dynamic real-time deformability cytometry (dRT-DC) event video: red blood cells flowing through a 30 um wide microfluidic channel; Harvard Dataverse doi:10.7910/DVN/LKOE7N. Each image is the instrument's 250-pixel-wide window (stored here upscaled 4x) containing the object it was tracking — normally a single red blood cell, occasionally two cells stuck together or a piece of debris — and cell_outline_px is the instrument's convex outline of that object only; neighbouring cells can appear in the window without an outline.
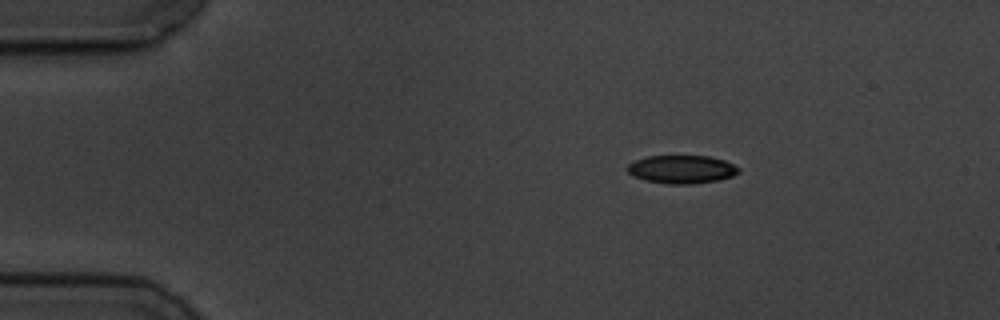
{"species": "common noctule bat (a hibernating species)", "species_latin": "Nyctalus noctula", "temperature_condition": "cold", "stored_images_in_passage": 49, "camera_frame_rate_fps": 3000, "um_per_image_px": 0.085, "animal": {"sex": "male", "body_mass_g": 19.5, "forearm_length_mm": 54.6}, "frame": {"image": 1, "passage_image": 1, "time_ms": 0.0, "image_size_px": [1000, 320], "cell_outline_px": [[740, 172], [732, 176], [720, 180], [688, 184], [668, 184], [644, 180], [632, 176], [628, 172], [628, 164], [636, 160], [648, 156], [708, 156], [724, 160], [740, 168]], "centroid_in_image_um": [57.95, 14.4], "position_along_channel_um": 27.1, "area_um2": 18.26}}
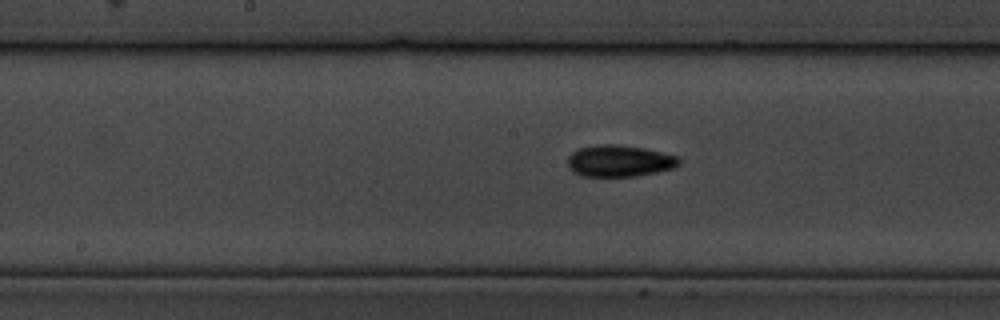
{"frame": {"image": 2, "passage_image": 21, "time_ms": 6.667, "image_size_px": [1000, 320], "cell_outline_px": [[680, 164], [672, 168], [656, 172], [636, 176], [580, 176], [572, 172], [568, 168], [568, 156], [572, 152], [580, 148], [596, 144], [616, 144], [644, 148], [680, 156]], "centroid_in_image_um": [52.63, 13.67], "position_along_channel_um": 195.6, "area_um2": 20.69}}
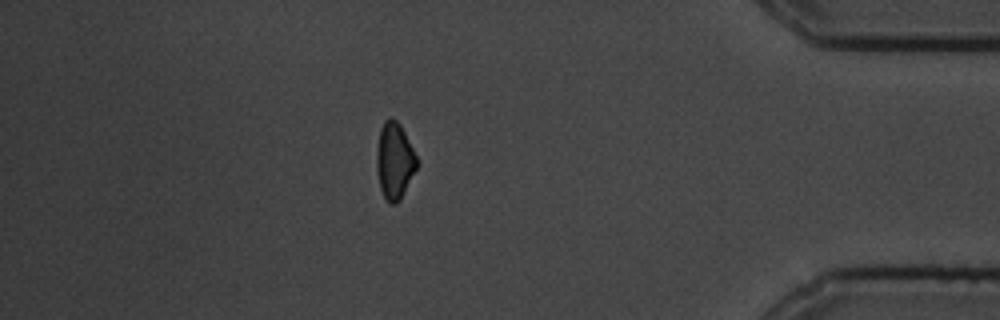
{"frame": {"image": 3, "passage_image": 42, "time_ms": 13.667, "image_size_px": [1000, 320], "cell_outline_px": [[416, 168], [400, 200], [396, 204], [388, 204], [380, 188], [376, 168], [376, 148], [380, 128], [384, 120], [388, 116], [392, 116], [400, 124], [416, 156]], "centroid_in_image_um": [33.49, 13.64], "position_along_channel_um": 401.7, "area_um2": 17.92}, "authors_computed_cell_mechanics": {"area_um2": 19.1896, "velocity_mm_per_s": 3.4772, "shape_relaxation_time_tau1_ms": 3.5757, "shape_relaxation_time_tau2_ms": 10.1448, "deformation_change_tau1": 0.1249, "deformation_change_tau2": 0.1745}}